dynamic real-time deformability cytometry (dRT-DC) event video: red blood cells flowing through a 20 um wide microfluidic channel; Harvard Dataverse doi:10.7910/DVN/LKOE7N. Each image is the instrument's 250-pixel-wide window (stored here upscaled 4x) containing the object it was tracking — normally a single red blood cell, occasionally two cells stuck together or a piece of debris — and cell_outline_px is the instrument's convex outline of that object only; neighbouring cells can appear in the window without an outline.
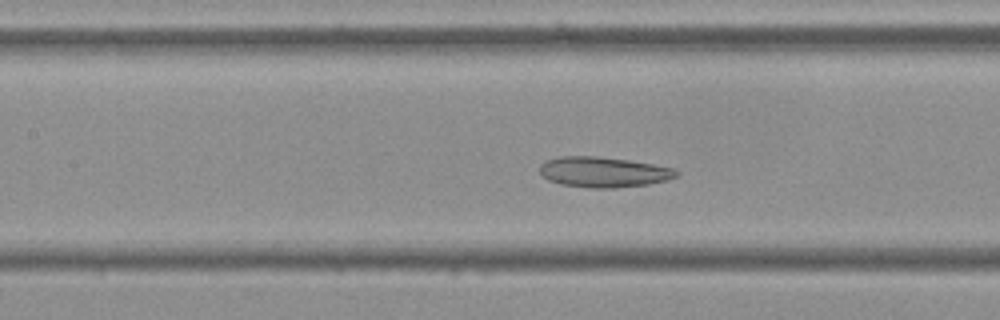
{"species": "Egyptian fruit bat (a non-hibernating species)", "species_latin": "Rousettus aegyptiacus", "temperature_condition": "cold", "stored_images_in_passage": 55, "camera_frame_rate_fps": 3000, "um_per_image_px": 0.085, "frame": {"image": 1, "passage_image": 24, "time_ms": 7.667, "image_size_px": [1000, 320], "cell_outline_px": [[680, 176], [668, 180], [648, 184], [612, 188], [588, 188], [560, 184], [548, 180], [540, 172], [540, 164], [544, 160], [560, 156], [596, 156], [628, 160], [676, 168], [680, 172]], "centroid_in_image_um": [51.32, 14.62], "position_along_channel_um": 156.1, "area_um2": 24.45}}
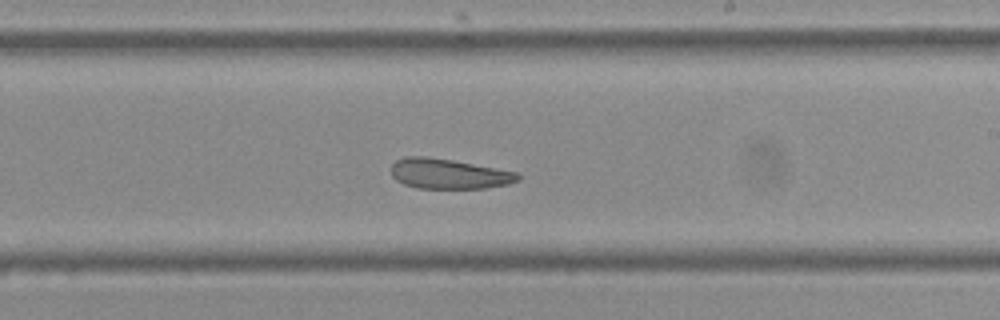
{"frame": {"image": 2, "passage_image": 32, "time_ms": 10.333, "image_size_px": [1000, 320], "cell_outline_px": [[520, 180], [508, 184], [484, 188], [416, 188], [404, 184], [396, 180], [392, 176], [392, 164], [396, 160], [408, 156], [428, 156], [452, 160], [496, 168], [516, 172], [520, 176]], "centroid_in_image_um": [38.13, 14.77], "position_along_channel_um": 250.9, "area_um2": 22.14}}
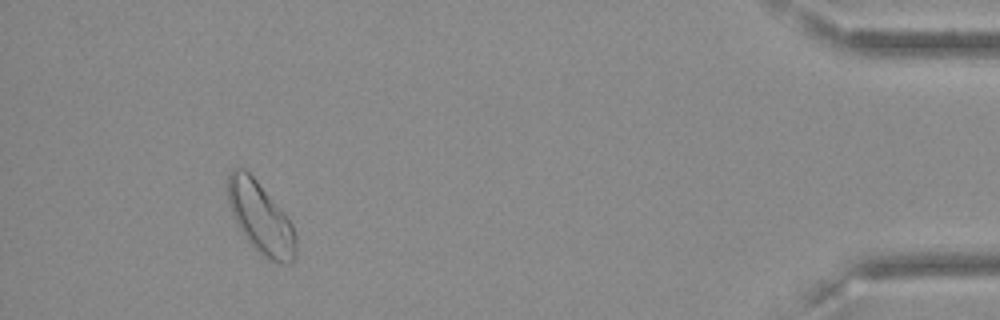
{"frame": {"image": 3, "passage_image": 51, "time_ms": 16.667, "image_size_px": [1000, 320], "cell_outline_px": [[296, 260], [292, 264], [280, 264], [264, 256], [244, 236], [236, 224], [232, 216], [228, 200], [228, 172], [232, 168], [244, 168], [256, 180], [284, 212], [292, 224], [296, 236]], "centroid_in_image_um": [22.17, 18.53], "position_along_channel_um": 413.0, "area_um2": 28.26}, "authors_computed_cell_mechanics": {"area_um2": 25.5476, "velocity_mm_per_s": 3.5663, "shape_relaxation_time_tau1_ms": null, "shape_relaxation_time_tau2_ms": 3.4106, "deformation_change_tau1": null, "deformation_change_tau2": 0.1129}}